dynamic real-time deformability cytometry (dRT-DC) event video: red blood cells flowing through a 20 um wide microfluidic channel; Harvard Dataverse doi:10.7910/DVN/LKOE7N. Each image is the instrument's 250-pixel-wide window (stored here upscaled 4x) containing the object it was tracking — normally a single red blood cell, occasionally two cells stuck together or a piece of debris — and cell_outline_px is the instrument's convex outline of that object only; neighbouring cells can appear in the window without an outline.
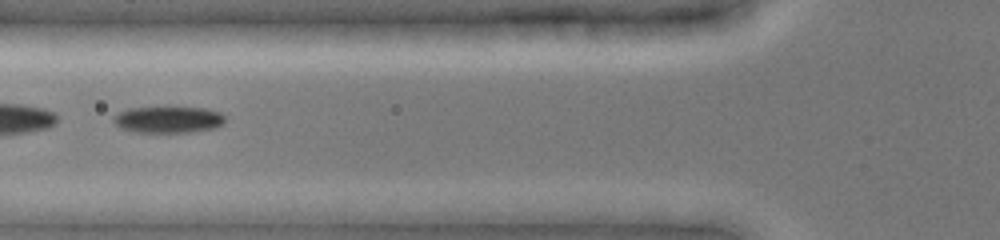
{"species": "common noctule bat (a hibernating species)", "species_latin": "Nyctalus noctula", "temperature_condition": "cold", "stored_images_in_passage": 45, "camera_frame_rate_fps": 3000, "um_per_image_px": 0.085, "animal": {"sex": "female", "body_mass_g": 19.0, "forearm_length_mm": 51.5}, "frame": {"image": 1, "passage_image": 6, "time_ms": 1.333, "image_size_px": [1000, 240], "cell_outline_px": [[224, 124], [216, 128], [192, 132], [132, 132], [120, 128], [112, 120], [112, 116], [128, 108], [204, 108], [220, 112], [224, 116]], "centroid_in_image_um": [14.3, 10.18], "position_along_channel_um": 111.5, "area_um2": 17.22}, "authors_computed_cell_mechanics": {"area_um2": 16.762, "velocity_mm_per_s": 3.9553, "shape_relaxation_time_tau1_ms": 7.2998, "shape_relaxation_time_tau2_ms": 8.6833, "deformation_change_tau1": 0.2144, "deformation_change_tau2": 0.0995}}